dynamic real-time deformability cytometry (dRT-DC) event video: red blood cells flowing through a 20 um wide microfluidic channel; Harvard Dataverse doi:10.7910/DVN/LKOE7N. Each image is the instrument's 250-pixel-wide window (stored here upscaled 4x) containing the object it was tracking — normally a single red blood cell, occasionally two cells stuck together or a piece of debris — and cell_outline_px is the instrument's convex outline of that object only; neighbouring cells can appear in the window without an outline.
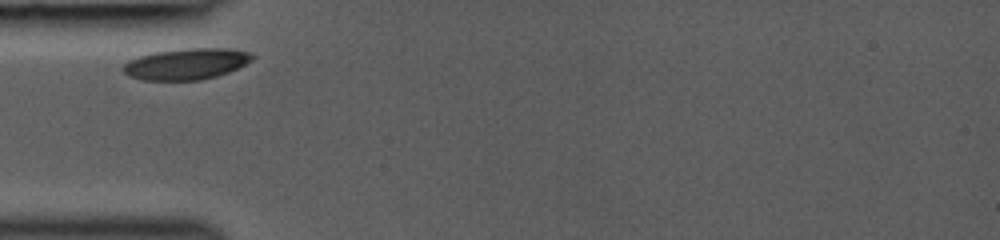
{"species": "common noctule bat (a hibernating species)", "species_latin": "Nyctalus noctula", "temperature_condition": "room temperature", "stored_images_in_passage": 2, "camera_frame_rate_fps": 3000, "um_per_image_px": 0.085, "animal": {"sex": "female", "body_mass_g": 19.0, "forearm_length_mm": 53.3}, "frame": {"image": 1, "passage_image": 1, "time_ms": 0.0, "image_size_px": [1000, 240], "cell_outline_px": [[256, 56], [252, 60], [228, 72], [216, 76], [200, 80], [144, 80], [128, 76], [120, 68], [128, 60], [140, 56], [156, 52], [184, 48], [224, 48], [252, 52]], "centroid_in_image_um": [15.83, 5.43], "position_along_channel_um": 69.2, "area_um2": 23.47}}